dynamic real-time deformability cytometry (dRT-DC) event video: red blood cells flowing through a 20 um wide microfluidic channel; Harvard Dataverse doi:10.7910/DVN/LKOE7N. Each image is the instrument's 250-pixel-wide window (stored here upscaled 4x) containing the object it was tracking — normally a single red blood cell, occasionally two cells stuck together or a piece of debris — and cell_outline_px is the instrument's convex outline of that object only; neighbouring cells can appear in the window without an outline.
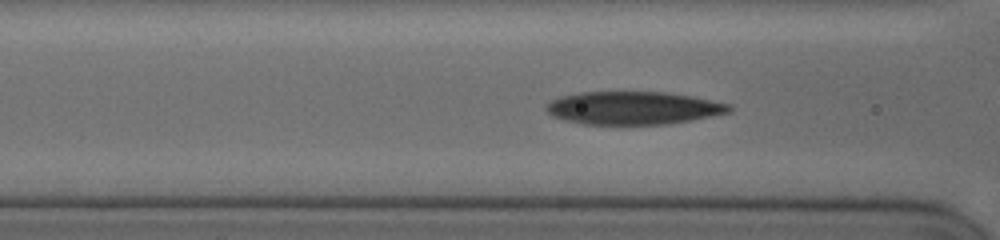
{"species": "human", "species_latin": "Homo sapiens", "temperature_condition": "cold", "stored_images_in_passage": 38, "camera_frame_rate_fps": 3000, "um_per_image_px": 0.085, "donor": {"sex": "female"}, "frame": {"image": 1, "passage_image": 15, "time_ms": 5.0, "image_size_px": [1000, 240], "cell_outline_px": [[732, 112], [692, 120], [668, 124], [584, 124], [564, 120], [552, 116], [544, 108], [544, 104], [560, 96], [580, 92], [668, 92], [692, 96], [732, 104]], "centroid_in_image_um": [53.84, 9.17], "position_along_channel_um": 112.8, "area_um2": 35.43}}
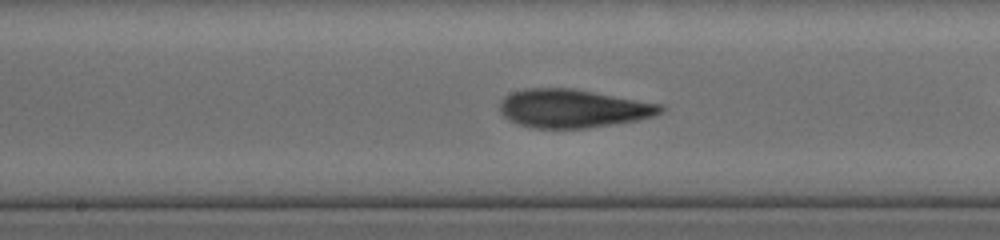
{"frame": {"image": 2, "passage_image": 27, "time_ms": 7.333, "image_size_px": [1000, 240], "cell_outline_px": [[664, 112], [656, 116], [640, 120], [584, 128], [532, 128], [516, 124], [504, 116], [500, 112], [500, 100], [504, 96], [512, 92], [528, 88], [572, 88], [664, 104]], "centroid_in_image_um": [48.73, 9.22], "position_along_channel_um": 199.5, "area_um2": 36.3}}
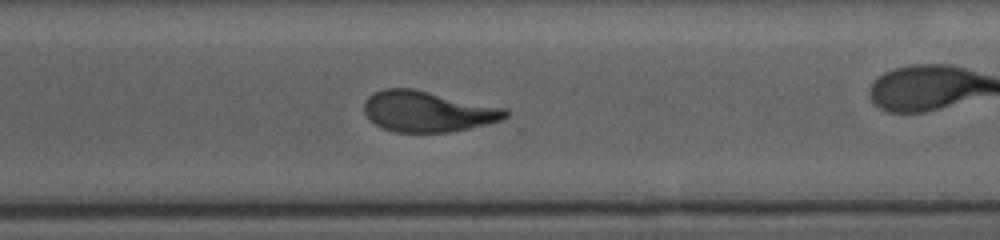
{"frame": {"image": 3, "passage_image": 36, "time_ms": 11.0, "image_size_px": [1000, 240], "cell_outline_px": [[508, 116], [500, 120], [488, 124], [452, 132], [396, 132], [384, 128], [376, 124], [364, 112], [364, 100], [372, 92], [384, 88], [412, 88], [508, 108]], "centroid_in_image_um": [36.37, 9.46], "position_along_channel_um": 334.2, "area_um2": 33.76}}